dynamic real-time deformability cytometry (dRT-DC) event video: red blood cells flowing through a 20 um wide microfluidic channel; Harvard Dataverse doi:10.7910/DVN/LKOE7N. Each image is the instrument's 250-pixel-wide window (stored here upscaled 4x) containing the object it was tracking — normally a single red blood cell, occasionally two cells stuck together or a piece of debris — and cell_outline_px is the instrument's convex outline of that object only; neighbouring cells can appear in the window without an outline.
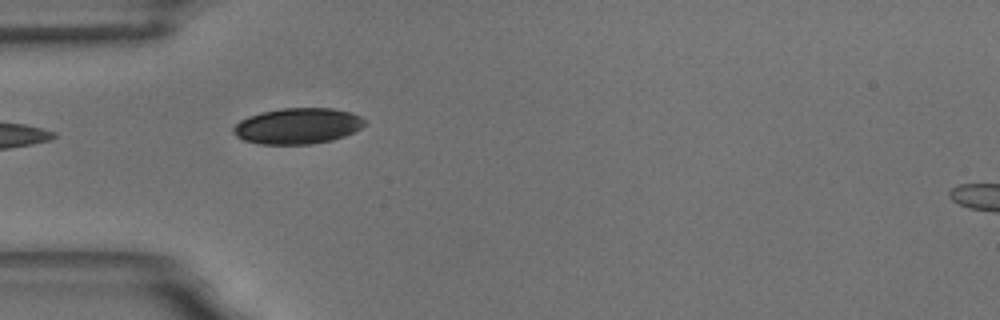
{"species": "common noctule bat (a hibernating species)", "species_latin": "Nyctalus noctula", "temperature_condition": "room temperature", "stored_images_in_passage": 3, "camera_frame_rate_fps": 3000, "um_per_image_px": 0.085, "animal": {"sex": "male", "body_mass_g": 18.8}, "frame": {"image": 1, "passage_image": 1, "time_ms": 0.0, "image_size_px": [1000, 320], "cell_outline_px": [[364, 124], [360, 128], [344, 136], [332, 140], [312, 144], [260, 144], [244, 140], [236, 136], [232, 132], [232, 128], [240, 120], [248, 116], [260, 112], [280, 108], [332, 108], [348, 112], [360, 116], [364, 120]], "centroid_in_image_um": [25.25, 10.7], "position_along_channel_um": 59.7, "area_um2": 27.4}}
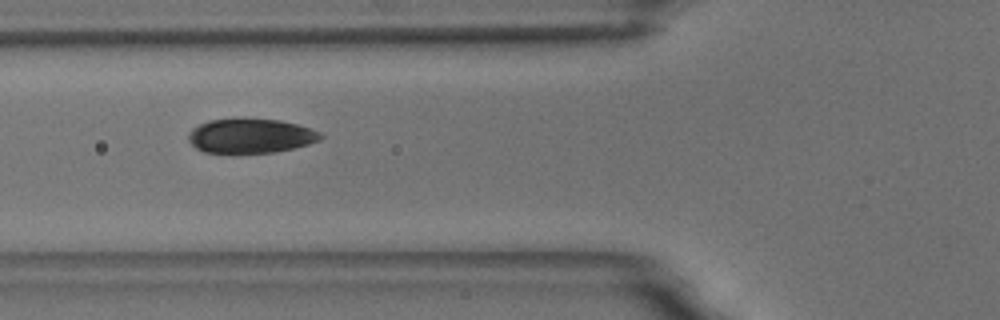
{"frame": {"image": 2, "passage_image": 2, "time_ms": 1.333, "image_size_px": [1000, 320], "cell_outline_px": [[324, 136], [320, 140], [308, 144], [276, 152], [232, 156], [204, 152], [196, 148], [188, 140], [188, 132], [192, 128], [208, 120], [280, 120], [296, 124], [320, 132]], "centroid_in_image_um": [21.25, 11.62], "position_along_channel_um": 104.6, "area_um2": 26.93}}